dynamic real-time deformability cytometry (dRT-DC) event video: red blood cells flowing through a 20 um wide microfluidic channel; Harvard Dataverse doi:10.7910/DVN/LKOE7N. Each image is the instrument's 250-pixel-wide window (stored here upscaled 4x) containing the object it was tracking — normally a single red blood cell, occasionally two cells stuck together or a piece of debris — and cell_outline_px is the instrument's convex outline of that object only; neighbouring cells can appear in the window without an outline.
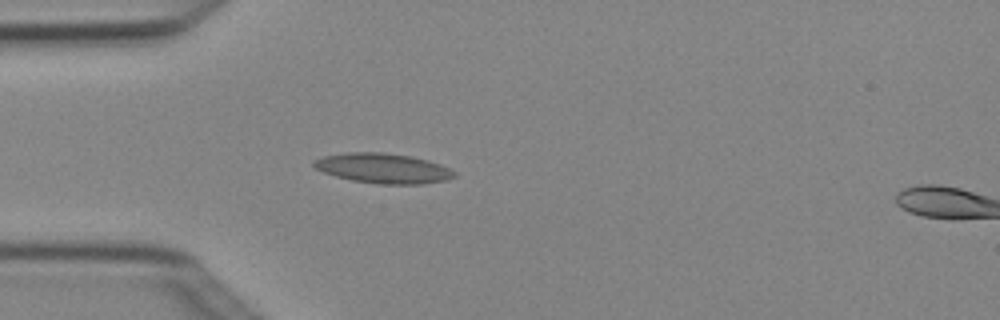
{"species": "Egyptian fruit bat (a non-hibernating species)", "species_latin": "Rousettus aegyptiacus", "temperature_condition": "cold", "stored_images_in_passage": 5, "segment_of_instrument_passage": [1, 2], "camera_frame_rate_fps": 3000, "um_per_image_px": 0.085, "animal": {"sex": "female"}, "frame": {"image": 1, "passage_image": 4, "time_ms": 1.0, "image_size_px": [1000, 320], "cell_outline_px": [[456, 176], [444, 180], [420, 184], [376, 184], [352, 180], [336, 176], [324, 172], [316, 168], [312, 164], [312, 160], [324, 156], [348, 152], [384, 152], [412, 156], [428, 160], [440, 164], [456, 172]], "centroid_in_image_um": [32.56, 14.3], "position_along_channel_um": 52.4, "area_um2": 24.51}}